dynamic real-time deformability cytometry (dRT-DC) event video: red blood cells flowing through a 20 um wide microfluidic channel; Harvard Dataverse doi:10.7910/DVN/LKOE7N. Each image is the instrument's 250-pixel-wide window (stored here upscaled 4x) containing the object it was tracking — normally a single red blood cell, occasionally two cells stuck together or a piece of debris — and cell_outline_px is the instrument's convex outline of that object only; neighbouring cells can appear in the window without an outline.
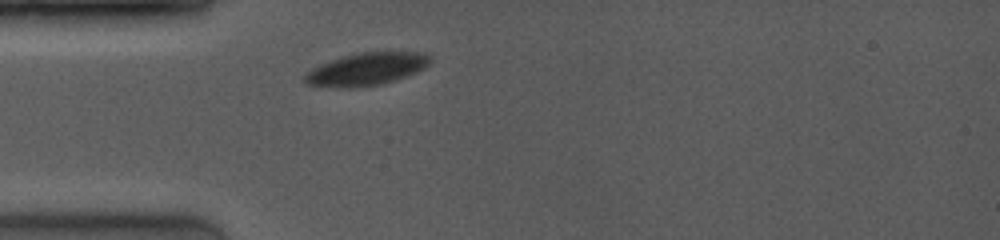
{"species": "common noctule bat (a hibernating species)", "species_latin": "Nyctalus noctula", "temperature_condition": "room temperature", "stored_images_in_passage": 3, "camera_frame_rate_fps": 4000, "um_per_image_px": 0.085, "animal": {"sex": "female", "body_mass_g": 19.0, "forearm_length_mm": 53.3}, "frame": {"image": 1, "passage_image": 1, "time_ms": 0.0, "image_size_px": [1000, 240], "cell_outline_px": [[432, 60], [424, 68], [416, 72], [380, 84], [352, 88], [316, 88], [304, 84], [304, 72], [320, 64], [344, 56], [360, 52], [424, 52]], "centroid_in_image_um": [31.04, 5.9], "position_along_channel_um": 54.0, "area_um2": 23.99}}